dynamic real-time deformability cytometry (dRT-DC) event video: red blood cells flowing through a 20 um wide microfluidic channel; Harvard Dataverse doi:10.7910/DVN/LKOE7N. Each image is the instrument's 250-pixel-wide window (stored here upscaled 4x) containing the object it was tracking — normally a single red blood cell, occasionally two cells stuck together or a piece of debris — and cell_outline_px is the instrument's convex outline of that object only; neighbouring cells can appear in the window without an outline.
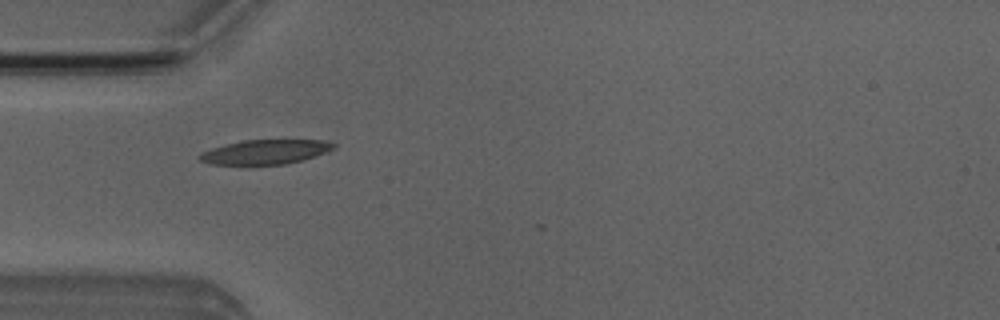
{"species": "Egyptian fruit bat (a non-hibernating species)", "species_latin": "Rousettus aegyptiacus", "temperature_condition": "room temperature", "stored_images_in_passage": 6, "camera_frame_rate_fps": 3000, "um_per_image_px": 0.085, "animal": {"sex": "male"}, "frame": {"image": 1, "passage_image": 4, "time_ms": 3.333, "image_size_px": [1000, 320], "cell_outline_px": [[336, 148], [300, 160], [284, 164], [212, 164], [200, 160], [196, 156], [200, 152], [212, 148], [244, 140], [324, 140], [336, 144]], "centroid_in_image_um": [22.52, 12.9], "position_along_channel_um": 62.5, "area_um2": 18.73}}